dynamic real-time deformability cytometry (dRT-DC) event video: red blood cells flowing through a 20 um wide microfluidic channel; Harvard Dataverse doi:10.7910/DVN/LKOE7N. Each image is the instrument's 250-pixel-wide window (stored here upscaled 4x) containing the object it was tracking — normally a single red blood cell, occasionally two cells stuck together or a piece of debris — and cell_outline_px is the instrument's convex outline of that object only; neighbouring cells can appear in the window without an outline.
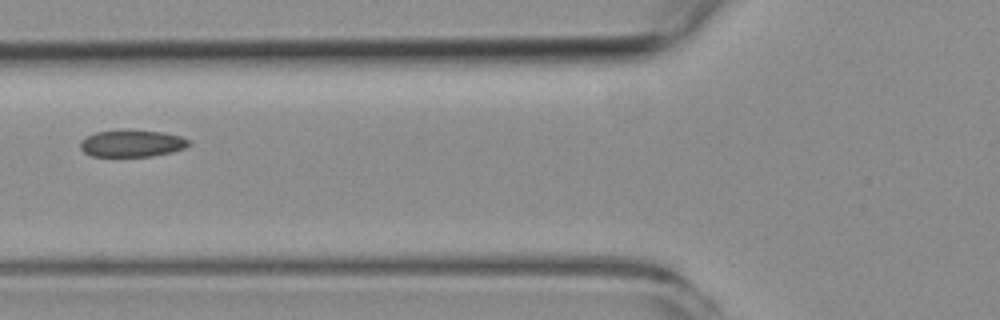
{"species": "common noctule bat (a hibernating species)", "species_latin": "Nyctalus noctula", "temperature_condition": "room temperature", "stored_images_in_passage": 2, "camera_frame_rate_fps": 3000, "um_per_image_px": 0.085, "animal": {"sex": "female", "body_mass_g": 19.3, "forearm_length_mm": 54.1}, "frame": {"image": 1, "passage_image": 2, "time_ms": 1.0, "image_size_px": [1000, 320], "cell_outline_px": [[192, 144], [184, 148], [172, 152], [152, 156], [92, 156], [84, 152], [80, 148], [80, 140], [96, 132], [128, 128], [164, 132], [180, 136], [188, 140]], "centroid_in_image_um": [11.22, 12.16], "position_along_channel_um": 114.6, "area_um2": 17.4}}